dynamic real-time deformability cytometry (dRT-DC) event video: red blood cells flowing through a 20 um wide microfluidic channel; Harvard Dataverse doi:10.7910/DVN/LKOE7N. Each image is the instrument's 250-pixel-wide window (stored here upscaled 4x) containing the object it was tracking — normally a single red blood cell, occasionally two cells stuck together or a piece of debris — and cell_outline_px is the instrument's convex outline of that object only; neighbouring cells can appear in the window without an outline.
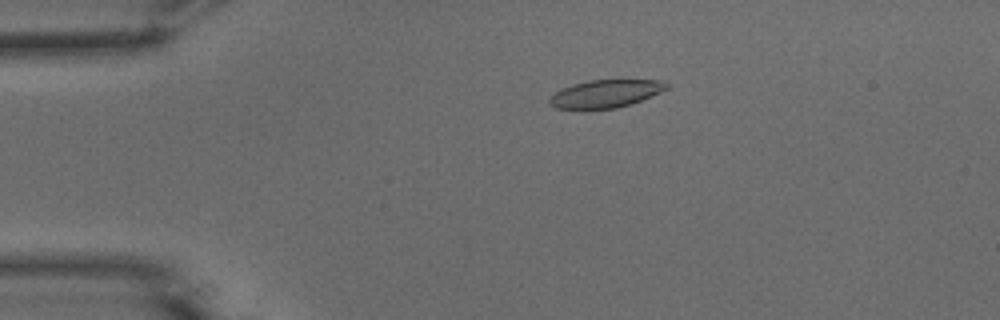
{"species": "common noctule bat (a hibernating species)", "species_latin": "Nyctalus noctula", "temperature_condition": "warm", "stored_images_in_passage": 18, "camera_frame_rate_fps": 3000, "um_per_image_px": 0.085, "animal": {"sex": "male", "body_mass_g": 15.6}, "frame": {"image": 1, "passage_image": 12, "time_ms": 3.667, "image_size_px": [1000, 320], "cell_outline_px": [[668, 88], [660, 92], [632, 104], [616, 108], [588, 112], [584, 112], [556, 108], [548, 104], [548, 100], [556, 92], [572, 84], [588, 80], [664, 80], [668, 84]], "centroid_in_image_um": [51.42, 8.01], "position_along_channel_um": 33.6, "area_um2": 19.65}}